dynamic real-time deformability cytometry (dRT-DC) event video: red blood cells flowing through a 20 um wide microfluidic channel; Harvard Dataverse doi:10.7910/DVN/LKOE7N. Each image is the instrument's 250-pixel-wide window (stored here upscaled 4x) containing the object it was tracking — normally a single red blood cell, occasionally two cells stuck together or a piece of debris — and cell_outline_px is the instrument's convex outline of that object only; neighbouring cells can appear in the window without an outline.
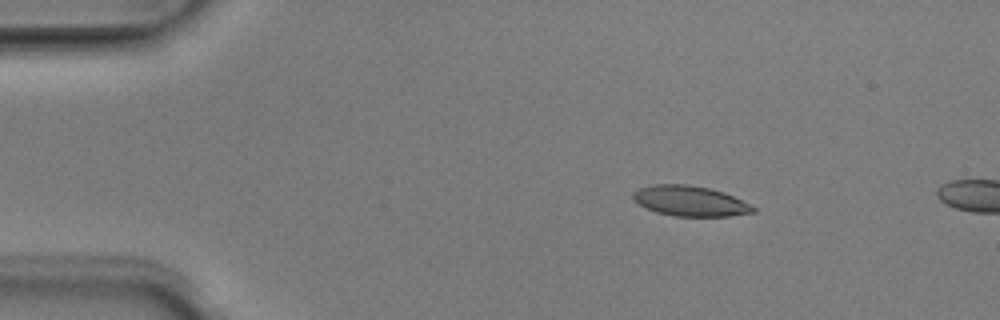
{"species": "Egyptian fruit bat (a non-hibernating species)", "species_latin": "Rousettus aegyptiacus", "temperature_condition": "room temperature", "stored_images_in_passage": 49, "camera_frame_rate_fps": 3000, "um_per_image_px": 0.085, "animal": {"sex": "male"}, "frame": {"image": 1, "passage_image": 8, "time_ms": 2.333, "image_size_px": [1000, 320], "cell_outline_px": [[756, 212], [728, 216], [676, 216], [656, 212], [632, 200], [632, 192], [640, 188], [652, 184], [688, 184], [708, 188], [724, 192], [752, 204], [756, 208]], "centroid_in_image_um": [58.67, 17.08], "position_along_channel_um": 26.3, "area_um2": 21.27}}
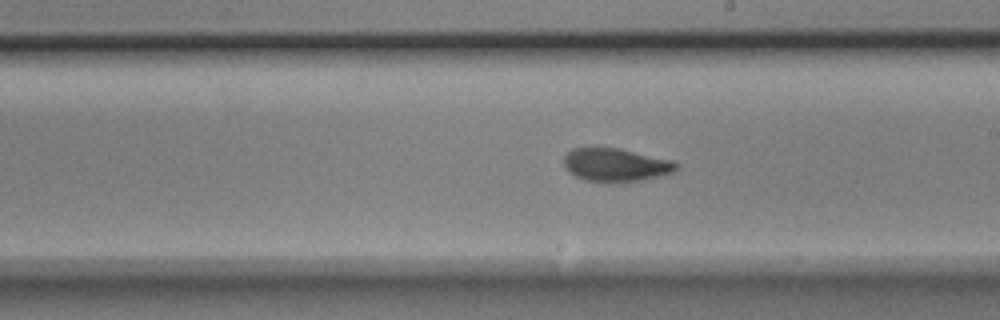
{"frame": {"image": 2, "passage_image": 29, "time_ms": 9.333, "image_size_px": [1000, 320], "cell_outline_px": [[680, 168], [672, 172], [660, 176], [640, 180], [584, 180], [576, 176], [564, 164], [564, 156], [572, 148], [620, 148], [672, 160], [680, 164]], "centroid_in_image_um": [52.4, 13.98], "position_along_channel_um": 236.6, "area_um2": 21.15}}
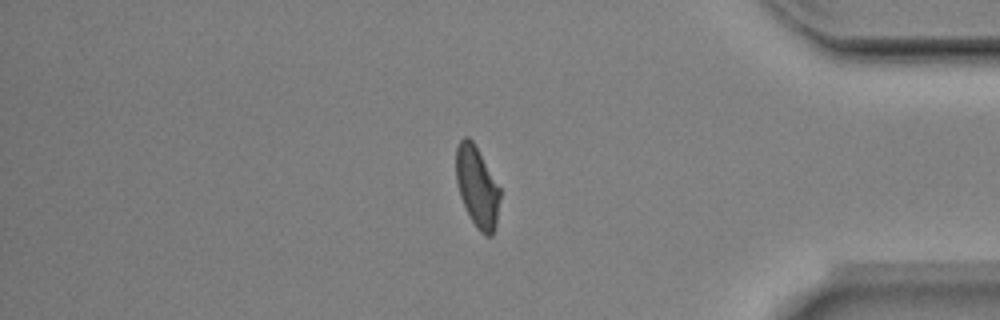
{"frame": {"image": 3, "passage_image": 43, "time_ms": 14.0, "image_size_px": [1000, 320], "cell_outline_px": [[500, 196], [496, 228], [492, 236], [484, 236], [476, 228], [460, 196], [456, 184], [456, 148], [460, 140], [464, 136], [468, 136], [472, 140], [500, 188]], "centroid_in_image_um": [40.55, 15.9], "position_along_channel_um": 394.6, "area_um2": 20.63}}